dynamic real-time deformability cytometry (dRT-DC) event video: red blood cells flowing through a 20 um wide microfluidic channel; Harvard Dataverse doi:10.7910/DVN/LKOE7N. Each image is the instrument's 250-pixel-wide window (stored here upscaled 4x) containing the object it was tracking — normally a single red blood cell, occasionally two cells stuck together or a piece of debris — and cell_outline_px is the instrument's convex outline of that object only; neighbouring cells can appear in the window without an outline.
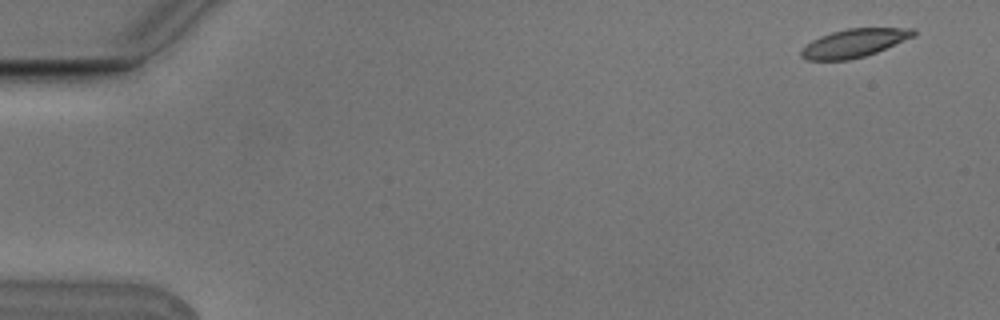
{"species": "Egyptian fruit bat (a non-hibernating species)", "species_latin": "Rousettus aegyptiacus", "temperature_condition": "cold", "stored_images_in_passage": 4, "camera_frame_rate_fps": 3000, "um_per_image_px": 0.085, "animal": {"sex": "male"}, "frame": {"image": 1, "passage_image": 1, "time_ms": 0.0, "image_size_px": [1000, 320], "cell_outline_px": [[916, 36], [876, 52], [864, 56], [848, 60], [808, 60], [800, 56], [800, 52], [812, 40], [820, 36], [832, 32], [848, 28], [912, 28], [916, 32]], "centroid_in_image_um": [72.62, 3.66], "position_along_channel_um": 12.4, "area_um2": 18.38}}
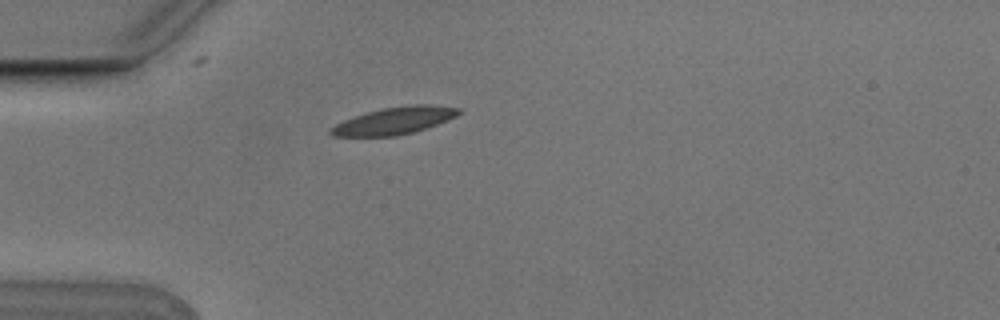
{"frame": {"image": 2, "passage_image": 4, "time_ms": 1.0, "image_size_px": [1000, 320], "cell_outline_px": [[464, 112], [448, 120], [412, 132], [396, 136], [332, 136], [328, 132], [328, 128], [344, 120], [380, 108], [416, 104], [428, 104], [460, 108]], "centroid_in_image_um": [33.52, 10.25], "position_along_channel_um": 51.5, "area_um2": 20.17}}